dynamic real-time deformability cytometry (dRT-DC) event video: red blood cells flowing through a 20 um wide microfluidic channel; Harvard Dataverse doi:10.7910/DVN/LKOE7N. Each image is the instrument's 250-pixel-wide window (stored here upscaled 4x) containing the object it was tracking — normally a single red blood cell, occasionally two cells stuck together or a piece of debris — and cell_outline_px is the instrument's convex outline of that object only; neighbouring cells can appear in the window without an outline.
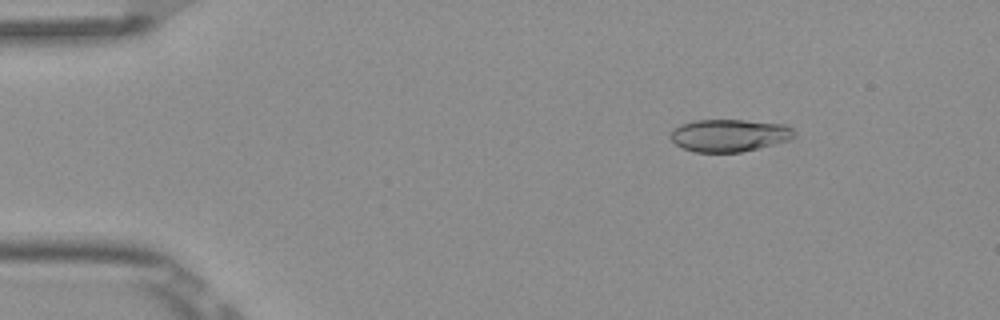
{"species": "Egyptian fruit bat (a non-hibernating species)", "species_latin": "Rousettus aegyptiacus", "temperature_condition": "room temperature", "stored_images_in_passage": 4, "camera_frame_rate_fps": 3000, "um_per_image_px": 0.085, "frame": {"image": 1, "passage_image": 2, "time_ms": 0.333, "image_size_px": [1000, 320], "cell_outline_px": [[796, 136], [792, 140], [740, 152], [692, 152], [676, 144], [668, 136], [668, 132], [672, 128], [680, 124], [696, 120], [744, 120], [784, 124], [792, 128], [796, 132]], "centroid_in_image_um": [61.98, 11.5], "position_along_channel_um": 23.0, "area_um2": 23.7}}